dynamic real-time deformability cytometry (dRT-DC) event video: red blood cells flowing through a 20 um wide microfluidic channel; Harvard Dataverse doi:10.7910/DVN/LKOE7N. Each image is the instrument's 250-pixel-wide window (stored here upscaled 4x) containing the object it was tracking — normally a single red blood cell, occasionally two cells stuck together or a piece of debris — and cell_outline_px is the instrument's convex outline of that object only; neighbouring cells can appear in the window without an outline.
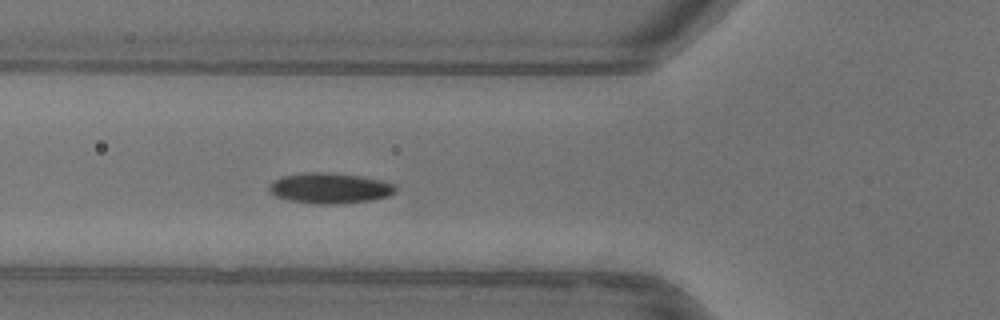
{"species": "common noctule bat (a hibernating species)", "species_latin": "Nyctalus noctula", "temperature_condition": "warm", "stored_images_in_passage": 40, "camera_frame_rate_fps": 3000, "um_per_image_px": 0.085, "animal": {"sex": "female"}, "frame": {"image": 1, "passage_image": 7, "time_ms": 2.0, "image_size_px": [1000, 320], "cell_outline_px": [[396, 192], [388, 196], [372, 200], [336, 204], [316, 204], [288, 200], [276, 196], [268, 192], [268, 188], [276, 180], [284, 176], [308, 172], [328, 172], [360, 176], [380, 180], [392, 184], [396, 188]], "centroid_in_image_um": [28.04, 16.0], "position_along_channel_um": 97.8, "area_um2": 22.31}, "authors_computed_cell_mechanics": {"area_um2": 21.2415, "velocity_mm_per_s": 3.9391, "shape_relaxation_time_tau1_ms": 2.1183, "shape_relaxation_time_tau2_ms": null, "deformation_change_tau1": 0.0923, "deformation_change_tau2": null}}